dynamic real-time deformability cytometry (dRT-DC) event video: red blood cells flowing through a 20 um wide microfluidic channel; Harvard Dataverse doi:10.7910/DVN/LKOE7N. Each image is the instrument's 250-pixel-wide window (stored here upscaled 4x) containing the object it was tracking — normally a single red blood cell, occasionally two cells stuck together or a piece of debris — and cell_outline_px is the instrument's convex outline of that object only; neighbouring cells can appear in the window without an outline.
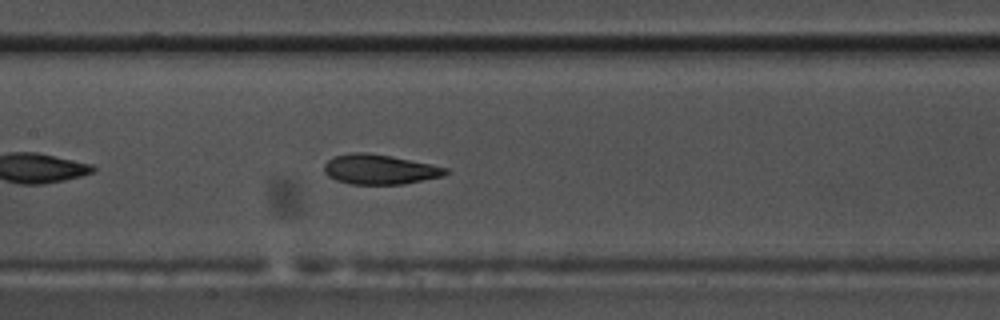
{"species": "common noctule bat (a hibernating species)", "species_latin": "Nyctalus noctula", "temperature_condition": "warm", "stored_images_in_passage": 40, "camera_frame_rate_fps": 3000, "um_per_image_px": 0.085, "animal": {"sex": "male", "body_mass_g": 17.5, "forearm_length_mm": 52.3}, "frame": {"image": 1, "passage_image": 12, "time_ms": 3.667, "image_size_px": [1000, 320], "cell_outline_px": [[448, 172], [444, 176], [404, 184], [352, 184], [336, 180], [328, 176], [324, 172], [324, 164], [328, 160], [336, 156], [352, 152], [368, 152], [392, 156], [432, 164], [448, 168]], "centroid_in_image_um": [32.29, 14.39], "position_along_channel_um": 175.1, "area_um2": 21.21}}
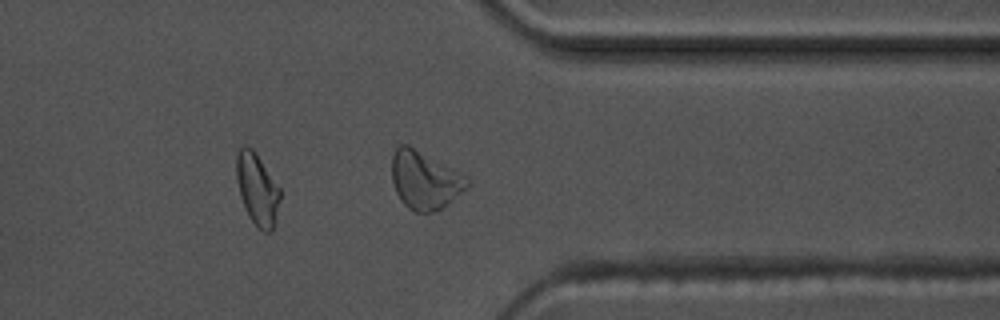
{"frame": {"image": 2, "passage_image": 29, "time_ms": 9.333, "image_size_px": [1000, 320], "cell_outline_px": [[468, 188], [448, 204], [432, 212], [416, 212], [408, 208], [400, 200], [396, 192], [392, 180], [392, 156], [396, 148], [400, 144], [408, 144], [460, 172], [468, 180]], "centroid_in_image_um": [36.09, 15.31], "position_along_channel_um": 375.3, "area_um2": 25.37}, "authors_computed_cell_mechanics": {"area_um2": 20.9236, "velocity_mm_per_s": 3.6053, "shape_relaxation_time_tau1_ms": 4.8908, "shape_relaxation_time_tau2_ms": 2.0837, "deformation_change_tau1": 0.1617, "deformation_change_tau2": 0.0965}}